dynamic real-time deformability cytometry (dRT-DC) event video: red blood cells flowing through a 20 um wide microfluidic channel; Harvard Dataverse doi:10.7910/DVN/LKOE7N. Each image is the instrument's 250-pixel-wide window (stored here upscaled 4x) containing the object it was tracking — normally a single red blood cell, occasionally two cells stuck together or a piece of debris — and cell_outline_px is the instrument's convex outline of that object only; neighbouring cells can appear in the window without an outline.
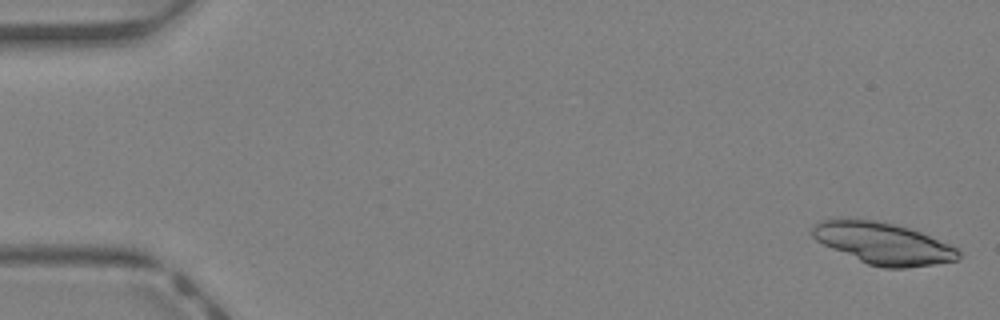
{"species": "Egyptian fruit bat (a non-hibernating species)", "species_latin": "Rousettus aegyptiacus", "temperature_condition": "warm", "stored_images_in_passage": 16, "camera_frame_rate_fps": 3000, "um_per_image_px": 0.085, "animal": {"sex": "female"}, "frame": {"image": 1, "passage_image": 1, "time_ms": 0.0, "image_size_px": [1000, 320], "cell_outline_px": [[960, 256], [956, 260], [932, 264], [904, 268], [884, 268], [868, 264], [832, 248], [816, 240], [812, 236], [812, 228], [820, 220], [848, 216], [876, 220], [908, 228], [920, 232], [948, 244], [956, 248], [960, 252]], "centroid_in_image_um": [75.01, 20.65], "position_along_channel_um": 10.0, "area_um2": 35.37}}